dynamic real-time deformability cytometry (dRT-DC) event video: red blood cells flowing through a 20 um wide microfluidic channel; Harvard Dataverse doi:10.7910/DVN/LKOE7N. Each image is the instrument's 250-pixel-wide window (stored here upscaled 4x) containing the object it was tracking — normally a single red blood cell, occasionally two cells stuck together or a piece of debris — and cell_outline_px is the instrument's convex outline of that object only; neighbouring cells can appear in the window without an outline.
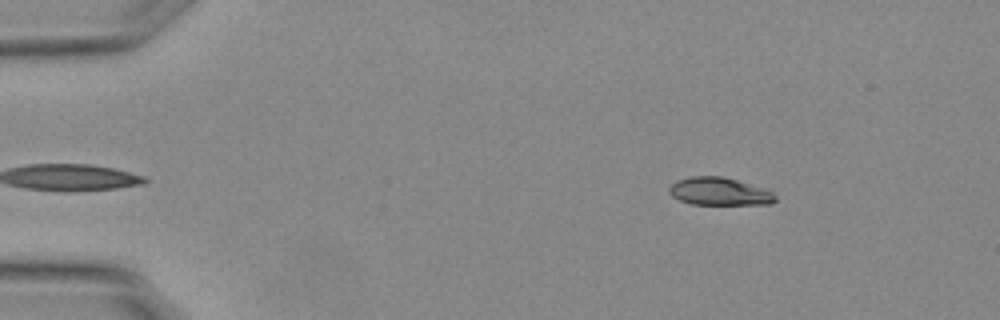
{"species": "Egyptian fruit bat (a non-hibernating species)", "species_latin": "Rousettus aegyptiacus", "temperature_condition": "warm", "stored_images_in_passage": 48, "camera_frame_rate_fps": 3000, "um_per_image_px": 0.085, "animal": {"sex": "female"}, "frame": {"image": 1, "passage_image": 2, "time_ms": 0.333, "image_size_px": [1000, 320], "cell_outline_px": [[776, 200], [772, 204], [692, 204], [680, 200], [672, 196], [668, 192], [668, 188], [676, 180], [688, 176], [720, 176], [768, 188], [776, 196]], "centroid_in_image_um": [61.16, 16.27], "position_along_channel_um": 23.8, "area_um2": 17.34}}
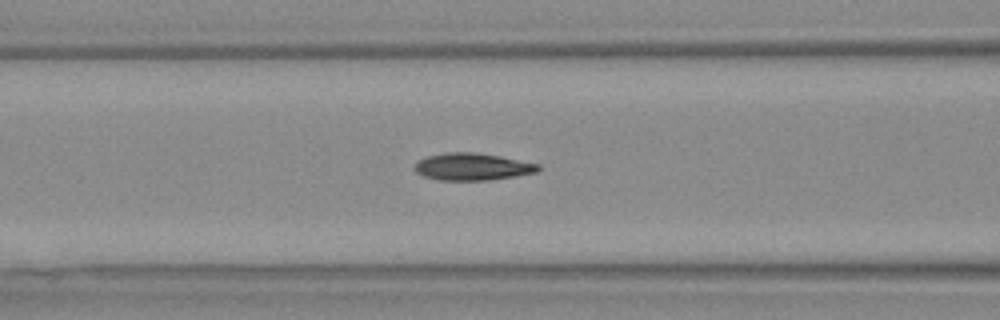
{"frame": {"image": 2, "passage_image": 17, "time_ms": 5.333, "image_size_px": [1000, 320], "cell_outline_px": [[540, 168], [536, 172], [516, 176], [488, 180], [440, 180], [424, 176], [416, 172], [412, 168], [416, 160], [428, 156], [444, 152], [476, 152], [500, 156], [540, 164]], "centroid_in_image_um": [40.11, 14.16], "position_along_channel_um": 126.5, "area_um2": 19.71}}
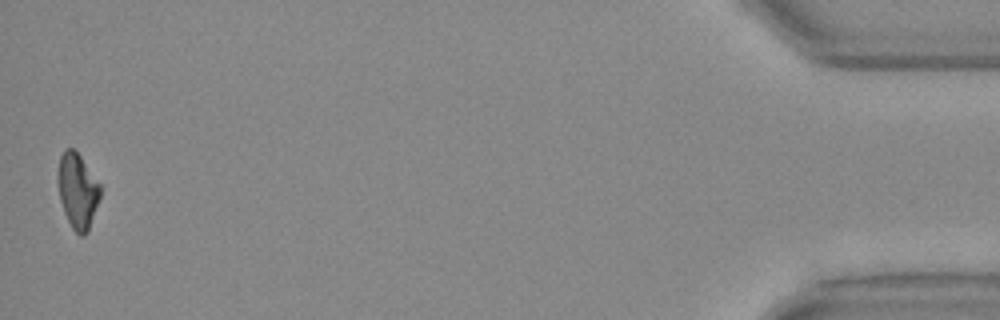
{"frame": {"image": 3, "passage_image": 48, "time_ms": 15.667, "image_size_px": [1000, 320], "cell_outline_px": [[100, 196], [88, 232], [84, 236], [80, 236], [72, 228], [64, 212], [60, 200], [56, 180], [56, 176], [60, 156], [64, 148], [72, 148], [80, 156], [100, 184]], "centroid_in_image_um": [6.56, 16.21], "position_along_channel_um": 428.6, "area_um2": 18.61}, "authors_computed_cell_mechanics": {"area_um2": 19.074, "velocity_mm_per_s": 3.7915, "shape_relaxation_time_tau1_ms": 9.0745, "shape_relaxation_time_tau2_ms": 1.8658, "deformation_change_tau1": 0.2292, "deformation_change_tau2": 0.0775}}